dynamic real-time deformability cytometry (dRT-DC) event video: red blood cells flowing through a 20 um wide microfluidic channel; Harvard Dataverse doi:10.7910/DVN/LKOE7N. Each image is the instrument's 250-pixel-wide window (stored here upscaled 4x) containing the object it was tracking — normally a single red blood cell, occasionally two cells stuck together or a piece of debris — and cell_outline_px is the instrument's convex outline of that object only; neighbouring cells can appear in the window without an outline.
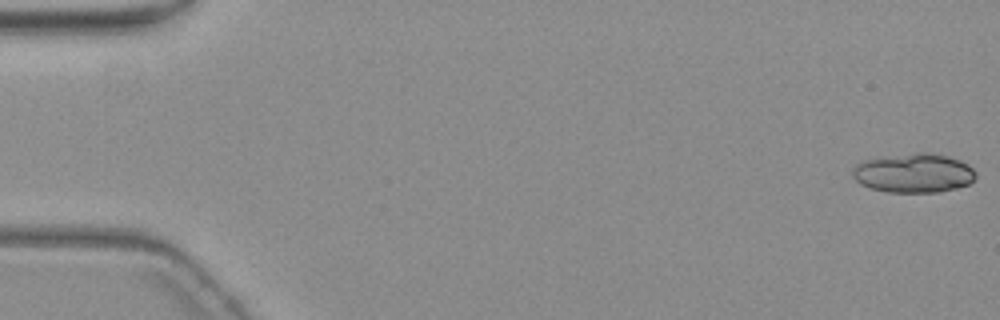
{"species": "common noctule bat (a hibernating species)", "species_latin": "Nyctalus noctula", "temperature_condition": "warm", "stored_images_in_passage": 4, "camera_frame_rate_fps": 3000, "um_per_image_px": 0.085, "animal": {"sex": "female", "body_mass_g": 19.3, "forearm_length_mm": 54.1}, "frame": {"image": 1, "passage_image": 1, "time_ms": 0.0, "image_size_px": [1000, 320], "cell_outline_px": [[976, 176], [968, 184], [956, 188], [940, 192], [888, 192], [868, 188], [860, 184], [852, 176], [852, 168], [856, 164], [864, 160], [916, 152], [928, 152], [948, 156], [960, 160], [968, 164], [976, 172]], "centroid_in_image_um": [77.65, 14.71], "position_along_channel_um": 7.3, "area_um2": 28.26}}
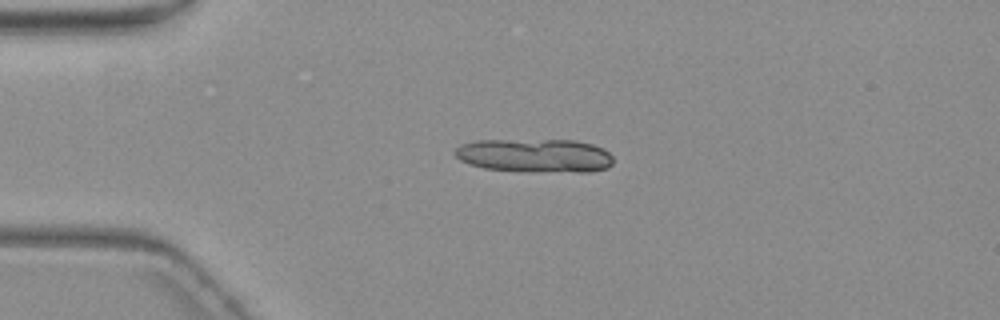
{"frame": {"image": 2, "passage_image": 2, "time_ms": 4.333, "image_size_px": [1000, 320], "cell_outline_px": [[612, 164], [608, 168], [588, 172], [524, 172], [484, 168], [468, 164], [460, 160], [452, 152], [460, 144], [476, 140], [576, 140], [592, 144], [604, 148], [612, 156]], "centroid_in_image_um": [45.45, 13.23], "position_along_channel_um": 39.5, "area_um2": 31.62}}